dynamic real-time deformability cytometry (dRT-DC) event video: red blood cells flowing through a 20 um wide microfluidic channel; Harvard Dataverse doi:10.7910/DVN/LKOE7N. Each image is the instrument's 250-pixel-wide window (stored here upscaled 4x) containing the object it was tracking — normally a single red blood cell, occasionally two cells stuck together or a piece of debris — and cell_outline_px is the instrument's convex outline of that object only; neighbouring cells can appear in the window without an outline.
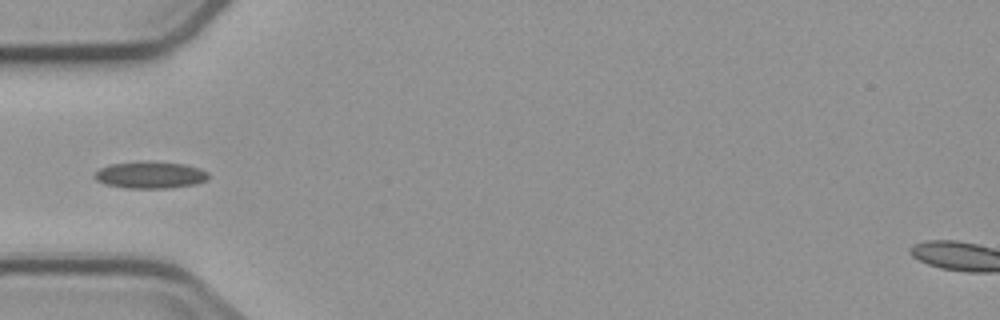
{"species": "common noctule bat (a hibernating species)", "species_latin": "Nyctalus noctula", "temperature_condition": "cold", "stored_images_in_passage": 4, "camera_frame_rate_fps": 3000, "um_per_image_px": 0.085, "animal": {"sex": "male", "body_mass_g": 23.1, "forearm_length_mm": 52.7}, "frame": {"image": 1, "passage_image": 4, "time_ms": 3.333, "image_size_px": [1000, 320], "cell_outline_px": [[208, 180], [192, 184], [168, 188], [124, 188], [104, 184], [96, 180], [92, 176], [100, 168], [108, 164], [140, 160], [148, 160], [184, 164], [200, 168], [208, 172]], "centroid_in_image_um": [12.72, 14.85], "position_along_channel_um": 72.3, "area_um2": 18.21}}